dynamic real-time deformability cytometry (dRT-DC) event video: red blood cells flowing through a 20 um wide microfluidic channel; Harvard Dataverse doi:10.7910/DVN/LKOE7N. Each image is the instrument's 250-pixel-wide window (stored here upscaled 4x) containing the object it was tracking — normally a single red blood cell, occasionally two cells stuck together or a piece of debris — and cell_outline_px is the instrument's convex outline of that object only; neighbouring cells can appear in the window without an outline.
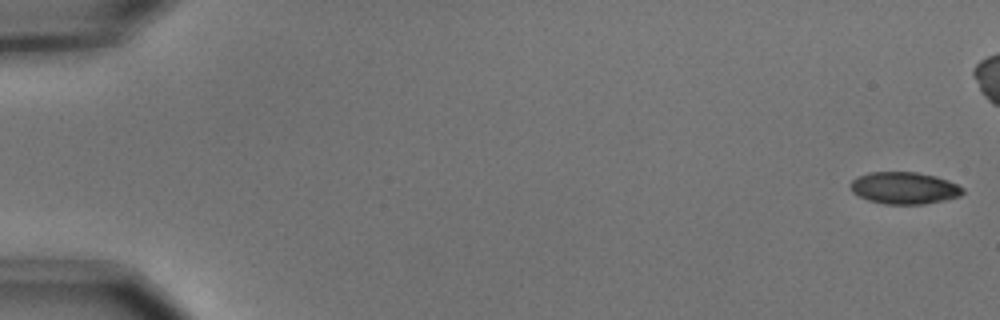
{"species": "common noctule bat (a hibernating species)", "species_latin": "Nyctalus noctula", "temperature_condition": "cold", "stored_images_in_passage": 56, "camera_frame_rate_fps": 3000, "um_per_image_px": 0.085, "animal": {"sex": "male", "body_mass_g": 15.6}, "frame": {"image": 1, "passage_image": 1, "time_ms": 0.0, "image_size_px": [1000, 320], "cell_outline_px": [[964, 192], [960, 196], [944, 200], [924, 204], [884, 204], [868, 200], [852, 192], [848, 184], [856, 176], [868, 172], [916, 172], [936, 176], [948, 180], [964, 188]], "centroid_in_image_um": [76.83, 15.97], "position_along_channel_um": 8.2, "area_um2": 21.1}}
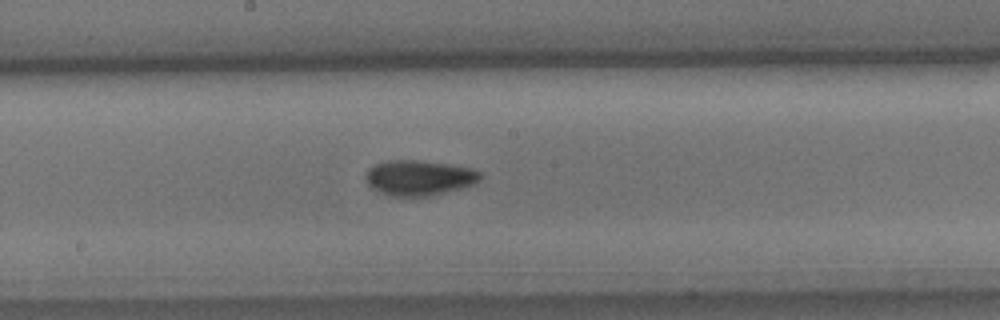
{"frame": {"image": 2, "passage_image": 30, "time_ms": 9.667, "image_size_px": [1000, 320], "cell_outline_px": [[480, 180], [472, 184], [460, 188], [432, 196], [388, 196], [372, 188], [368, 184], [364, 176], [368, 168], [376, 164], [388, 160], [416, 160], [448, 164], [472, 168], [480, 172]], "centroid_in_image_um": [35.58, 15.11], "position_along_channel_um": 212.6, "area_um2": 23.52}}
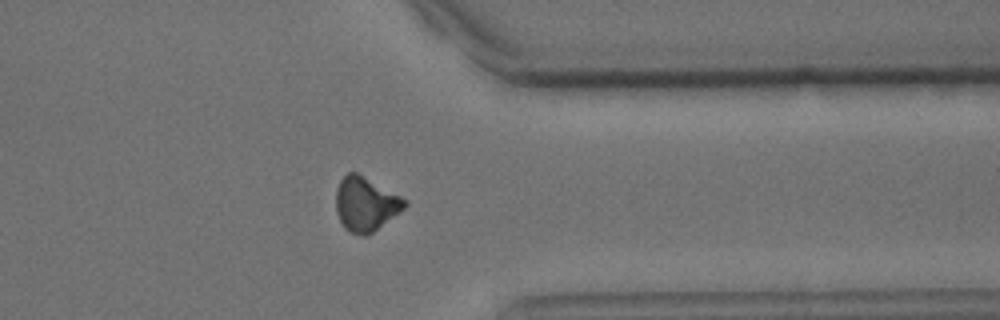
{"frame": {"image": 3, "passage_image": 44, "time_ms": 14.333, "image_size_px": [1000, 320], "cell_outline_px": [[408, 204], [404, 208], [368, 236], [360, 236], [344, 228], [336, 212], [336, 188], [340, 180], [348, 172], [356, 172], [408, 200]], "centroid_in_image_um": [31.06, 17.35], "position_along_channel_um": 380.3, "area_um2": 21.56}, "authors_computed_cell_mechanics": {"area_um2": 21.8484, "velocity_mm_per_s": 3.7003, "shape_relaxation_time_tau1_ms": 3.1252, "shape_relaxation_time_tau2_ms": 4.5519, "deformation_change_tau1": 0.1083, "deformation_change_tau2": 0.0825}}